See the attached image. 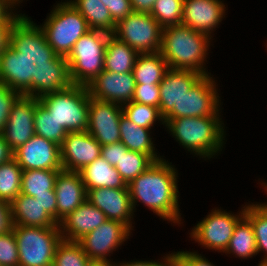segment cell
<instances>
[{"mask_svg": "<svg viewBox=\"0 0 267 266\" xmlns=\"http://www.w3.org/2000/svg\"><path fill=\"white\" fill-rule=\"evenodd\" d=\"M55 4L40 25L26 15V68L32 73H51L90 31L86 19L68 0Z\"/></svg>", "mask_w": 267, "mask_h": 266, "instance_id": "1", "label": "cell"}, {"mask_svg": "<svg viewBox=\"0 0 267 266\" xmlns=\"http://www.w3.org/2000/svg\"><path fill=\"white\" fill-rule=\"evenodd\" d=\"M179 174L176 165L163 158L155 161L131 181L127 186L134 213L141 203L162 221H167L173 226H184V217H181L179 205Z\"/></svg>", "mask_w": 267, "mask_h": 266, "instance_id": "2", "label": "cell"}, {"mask_svg": "<svg viewBox=\"0 0 267 266\" xmlns=\"http://www.w3.org/2000/svg\"><path fill=\"white\" fill-rule=\"evenodd\" d=\"M30 88L67 132L87 131L91 98L87 86L65 83L51 73H32Z\"/></svg>", "mask_w": 267, "mask_h": 266, "instance_id": "3", "label": "cell"}, {"mask_svg": "<svg viewBox=\"0 0 267 266\" xmlns=\"http://www.w3.org/2000/svg\"><path fill=\"white\" fill-rule=\"evenodd\" d=\"M222 118L223 115L172 118L164 120V127L190 155L211 161L223 154L227 142V127Z\"/></svg>", "mask_w": 267, "mask_h": 266, "instance_id": "4", "label": "cell"}, {"mask_svg": "<svg viewBox=\"0 0 267 266\" xmlns=\"http://www.w3.org/2000/svg\"><path fill=\"white\" fill-rule=\"evenodd\" d=\"M213 45L209 36L181 23L162 29L159 52L171 69H187L209 75L211 72L206 64Z\"/></svg>", "mask_w": 267, "mask_h": 266, "instance_id": "5", "label": "cell"}, {"mask_svg": "<svg viewBox=\"0 0 267 266\" xmlns=\"http://www.w3.org/2000/svg\"><path fill=\"white\" fill-rule=\"evenodd\" d=\"M109 35L103 31H88L51 74L65 83L89 85L104 70V55Z\"/></svg>", "mask_w": 267, "mask_h": 266, "instance_id": "6", "label": "cell"}, {"mask_svg": "<svg viewBox=\"0 0 267 266\" xmlns=\"http://www.w3.org/2000/svg\"><path fill=\"white\" fill-rule=\"evenodd\" d=\"M19 266H52L55 250L62 240L60 227L13 225Z\"/></svg>", "mask_w": 267, "mask_h": 266, "instance_id": "7", "label": "cell"}, {"mask_svg": "<svg viewBox=\"0 0 267 266\" xmlns=\"http://www.w3.org/2000/svg\"><path fill=\"white\" fill-rule=\"evenodd\" d=\"M241 205L237 213L223 210L222 207L212 208L208 215L198 221L188 233L191 241L202 249L224 253L229 245L237 222L244 216L246 202Z\"/></svg>", "mask_w": 267, "mask_h": 266, "instance_id": "8", "label": "cell"}, {"mask_svg": "<svg viewBox=\"0 0 267 266\" xmlns=\"http://www.w3.org/2000/svg\"><path fill=\"white\" fill-rule=\"evenodd\" d=\"M212 74L203 75L179 101L177 107L164 118L203 117L222 114L219 84ZM219 91V92H218Z\"/></svg>", "mask_w": 267, "mask_h": 266, "instance_id": "9", "label": "cell"}, {"mask_svg": "<svg viewBox=\"0 0 267 266\" xmlns=\"http://www.w3.org/2000/svg\"><path fill=\"white\" fill-rule=\"evenodd\" d=\"M162 29L150 14L133 11L116 24L112 35L138 54L155 53L161 48Z\"/></svg>", "mask_w": 267, "mask_h": 266, "instance_id": "10", "label": "cell"}, {"mask_svg": "<svg viewBox=\"0 0 267 266\" xmlns=\"http://www.w3.org/2000/svg\"><path fill=\"white\" fill-rule=\"evenodd\" d=\"M132 233L122 222L106 219L99 227L84 235L77 242L91 261L115 262L111 256L123 245H127L124 243L133 237Z\"/></svg>", "mask_w": 267, "mask_h": 266, "instance_id": "11", "label": "cell"}, {"mask_svg": "<svg viewBox=\"0 0 267 266\" xmlns=\"http://www.w3.org/2000/svg\"><path fill=\"white\" fill-rule=\"evenodd\" d=\"M38 104L37 94L29 87L12 106L2 135L13 151L35 135L34 113Z\"/></svg>", "mask_w": 267, "mask_h": 266, "instance_id": "12", "label": "cell"}, {"mask_svg": "<svg viewBox=\"0 0 267 266\" xmlns=\"http://www.w3.org/2000/svg\"><path fill=\"white\" fill-rule=\"evenodd\" d=\"M122 105L90 98L87 131L101 146L120 141Z\"/></svg>", "mask_w": 267, "mask_h": 266, "instance_id": "13", "label": "cell"}, {"mask_svg": "<svg viewBox=\"0 0 267 266\" xmlns=\"http://www.w3.org/2000/svg\"><path fill=\"white\" fill-rule=\"evenodd\" d=\"M225 4L224 0H184L181 23L214 40L217 28L228 14Z\"/></svg>", "mask_w": 267, "mask_h": 266, "instance_id": "14", "label": "cell"}, {"mask_svg": "<svg viewBox=\"0 0 267 266\" xmlns=\"http://www.w3.org/2000/svg\"><path fill=\"white\" fill-rule=\"evenodd\" d=\"M101 156V145L88 131L68 132L60 146L62 169L79 172Z\"/></svg>", "mask_w": 267, "mask_h": 266, "instance_id": "15", "label": "cell"}, {"mask_svg": "<svg viewBox=\"0 0 267 266\" xmlns=\"http://www.w3.org/2000/svg\"><path fill=\"white\" fill-rule=\"evenodd\" d=\"M87 200L99 208L106 219L120 221L131 231L134 230L136 217L128 188H95L86 189ZM134 224V225H133Z\"/></svg>", "mask_w": 267, "mask_h": 266, "instance_id": "16", "label": "cell"}, {"mask_svg": "<svg viewBox=\"0 0 267 266\" xmlns=\"http://www.w3.org/2000/svg\"><path fill=\"white\" fill-rule=\"evenodd\" d=\"M13 158L22 170H63L60 146L38 135L14 150Z\"/></svg>", "mask_w": 267, "mask_h": 266, "instance_id": "17", "label": "cell"}, {"mask_svg": "<svg viewBox=\"0 0 267 266\" xmlns=\"http://www.w3.org/2000/svg\"><path fill=\"white\" fill-rule=\"evenodd\" d=\"M135 85L133 72L118 74L103 70L87 89L91 98L124 105L132 101Z\"/></svg>", "mask_w": 267, "mask_h": 266, "instance_id": "18", "label": "cell"}, {"mask_svg": "<svg viewBox=\"0 0 267 266\" xmlns=\"http://www.w3.org/2000/svg\"><path fill=\"white\" fill-rule=\"evenodd\" d=\"M26 68V23H0V72Z\"/></svg>", "mask_w": 267, "mask_h": 266, "instance_id": "19", "label": "cell"}, {"mask_svg": "<svg viewBox=\"0 0 267 266\" xmlns=\"http://www.w3.org/2000/svg\"><path fill=\"white\" fill-rule=\"evenodd\" d=\"M202 76L203 74L193 70L169 68L159 83L160 115L165 118L173 110V107H177L180 99Z\"/></svg>", "mask_w": 267, "mask_h": 266, "instance_id": "20", "label": "cell"}, {"mask_svg": "<svg viewBox=\"0 0 267 266\" xmlns=\"http://www.w3.org/2000/svg\"><path fill=\"white\" fill-rule=\"evenodd\" d=\"M54 190L58 224L87 200V191L79 172L60 171L56 176Z\"/></svg>", "mask_w": 267, "mask_h": 266, "instance_id": "21", "label": "cell"}, {"mask_svg": "<svg viewBox=\"0 0 267 266\" xmlns=\"http://www.w3.org/2000/svg\"><path fill=\"white\" fill-rule=\"evenodd\" d=\"M106 220L105 214L88 200L69 213L60 223L63 240L78 241L84 235L99 227Z\"/></svg>", "mask_w": 267, "mask_h": 266, "instance_id": "22", "label": "cell"}, {"mask_svg": "<svg viewBox=\"0 0 267 266\" xmlns=\"http://www.w3.org/2000/svg\"><path fill=\"white\" fill-rule=\"evenodd\" d=\"M32 72L27 68L0 72V134L5 130L12 106L30 87Z\"/></svg>", "mask_w": 267, "mask_h": 266, "instance_id": "23", "label": "cell"}, {"mask_svg": "<svg viewBox=\"0 0 267 266\" xmlns=\"http://www.w3.org/2000/svg\"><path fill=\"white\" fill-rule=\"evenodd\" d=\"M13 225L35 227H59V224L43 210V206L32 196L20 193L11 203Z\"/></svg>", "mask_w": 267, "mask_h": 266, "instance_id": "24", "label": "cell"}, {"mask_svg": "<svg viewBox=\"0 0 267 266\" xmlns=\"http://www.w3.org/2000/svg\"><path fill=\"white\" fill-rule=\"evenodd\" d=\"M120 142L131 151L147 154L154 162L165 156L158 153L152 129L137 126L124 115L120 118Z\"/></svg>", "mask_w": 267, "mask_h": 266, "instance_id": "25", "label": "cell"}, {"mask_svg": "<svg viewBox=\"0 0 267 266\" xmlns=\"http://www.w3.org/2000/svg\"><path fill=\"white\" fill-rule=\"evenodd\" d=\"M86 189L128 188L115 167L101 156L79 171Z\"/></svg>", "mask_w": 267, "mask_h": 266, "instance_id": "26", "label": "cell"}, {"mask_svg": "<svg viewBox=\"0 0 267 266\" xmlns=\"http://www.w3.org/2000/svg\"><path fill=\"white\" fill-rule=\"evenodd\" d=\"M224 253L228 257L233 255L241 261L250 260L258 255L252 224L245 215L237 222Z\"/></svg>", "mask_w": 267, "mask_h": 266, "instance_id": "27", "label": "cell"}, {"mask_svg": "<svg viewBox=\"0 0 267 266\" xmlns=\"http://www.w3.org/2000/svg\"><path fill=\"white\" fill-rule=\"evenodd\" d=\"M138 55L132 47L110 34L106 43L104 70L118 74L132 72Z\"/></svg>", "mask_w": 267, "mask_h": 266, "instance_id": "28", "label": "cell"}, {"mask_svg": "<svg viewBox=\"0 0 267 266\" xmlns=\"http://www.w3.org/2000/svg\"><path fill=\"white\" fill-rule=\"evenodd\" d=\"M168 69L160 52L139 54L132 71L135 84H159Z\"/></svg>", "mask_w": 267, "mask_h": 266, "instance_id": "29", "label": "cell"}, {"mask_svg": "<svg viewBox=\"0 0 267 266\" xmlns=\"http://www.w3.org/2000/svg\"><path fill=\"white\" fill-rule=\"evenodd\" d=\"M86 19L90 30L113 34L116 24L101 0H68Z\"/></svg>", "mask_w": 267, "mask_h": 266, "instance_id": "30", "label": "cell"}, {"mask_svg": "<svg viewBox=\"0 0 267 266\" xmlns=\"http://www.w3.org/2000/svg\"><path fill=\"white\" fill-rule=\"evenodd\" d=\"M244 215L252 224L258 254L263 253L257 266L267 265V206L261 202H246Z\"/></svg>", "mask_w": 267, "mask_h": 266, "instance_id": "31", "label": "cell"}, {"mask_svg": "<svg viewBox=\"0 0 267 266\" xmlns=\"http://www.w3.org/2000/svg\"><path fill=\"white\" fill-rule=\"evenodd\" d=\"M60 171L62 170H22L21 193L32 197L51 194Z\"/></svg>", "mask_w": 267, "mask_h": 266, "instance_id": "32", "label": "cell"}, {"mask_svg": "<svg viewBox=\"0 0 267 266\" xmlns=\"http://www.w3.org/2000/svg\"><path fill=\"white\" fill-rule=\"evenodd\" d=\"M22 168L14 158L0 164V200L11 203L21 193Z\"/></svg>", "mask_w": 267, "mask_h": 266, "instance_id": "33", "label": "cell"}, {"mask_svg": "<svg viewBox=\"0 0 267 266\" xmlns=\"http://www.w3.org/2000/svg\"><path fill=\"white\" fill-rule=\"evenodd\" d=\"M34 130L35 135L44 137L59 146L68 133L40 103L34 113Z\"/></svg>", "mask_w": 267, "mask_h": 266, "instance_id": "34", "label": "cell"}, {"mask_svg": "<svg viewBox=\"0 0 267 266\" xmlns=\"http://www.w3.org/2000/svg\"><path fill=\"white\" fill-rule=\"evenodd\" d=\"M154 161L147 155L137 151H122V156L115 168L128 185L142 174Z\"/></svg>", "mask_w": 267, "mask_h": 266, "instance_id": "35", "label": "cell"}, {"mask_svg": "<svg viewBox=\"0 0 267 266\" xmlns=\"http://www.w3.org/2000/svg\"><path fill=\"white\" fill-rule=\"evenodd\" d=\"M122 110L123 115L139 127L153 129L159 123L164 128V118L158 107L131 101L122 105Z\"/></svg>", "mask_w": 267, "mask_h": 266, "instance_id": "36", "label": "cell"}, {"mask_svg": "<svg viewBox=\"0 0 267 266\" xmlns=\"http://www.w3.org/2000/svg\"><path fill=\"white\" fill-rule=\"evenodd\" d=\"M90 258L77 241L61 240L55 250L52 266H88Z\"/></svg>", "mask_w": 267, "mask_h": 266, "instance_id": "37", "label": "cell"}, {"mask_svg": "<svg viewBox=\"0 0 267 266\" xmlns=\"http://www.w3.org/2000/svg\"><path fill=\"white\" fill-rule=\"evenodd\" d=\"M184 0H156L150 15L162 28L181 24Z\"/></svg>", "mask_w": 267, "mask_h": 266, "instance_id": "38", "label": "cell"}, {"mask_svg": "<svg viewBox=\"0 0 267 266\" xmlns=\"http://www.w3.org/2000/svg\"><path fill=\"white\" fill-rule=\"evenodd\" d=\"M0 266H19V253L14 231L0 235Z\"/></svg>", "mask_w": 267, "mask_h": 266, "instance_id": "39", "label": "cell"}, {"mask_svg": "<svg viewBox=\"0 0 267 266\" xmlns=\"http://www.w3.org/2000/svg\"><path fill=\"white\" fill-rule=\"evenodd\" d=\"M132 101L159 108V84H136Z\"/></svg>", "mask_w": 267, "mask_h": 266, "instance_id": "40", "label": "cell"}, {"mask_svg": "<svg viewBox=\"0 0 267 266\" xmlns=\"http://www.w3.org/2000/svg\"><path fill=\"white\" fill-rule=\"evenodd\" d=\"M173 266H217L197 250L173 251Z\"/></svg>", "mask_w": 267, "mask_h": 266, "instance_id": "41", "label": "cell"}, {"mask_svg": "<svg viewBox=\"0 0 267 266\" xmlns=\"http://www.w3.org/2000/svg\"><path fill=\"white\" fill-rule=\"evenodd\" d=\"M0 23H26V14L11 0H0Z\"/></svg>", "mask_w": 267, "mask_h": 266, "instance_id": "42", "label": "cell"}, {"mask_svg": "<svg viewBox=\"0 0 267 266\" xmlns=\"http://www.w3.org/2000/svg\"><path fill=\"white\" fill-rule=\"evenodd\" d=\"M109 10L115 24L133 12L130 0H101Z\"/></svg>", "mask_w": 267, "mask_h": 266, "instance_id": "43", "label": "cell"}, {"mask_svg": "<svg viewBox=\"0 0 267 266\" xmlns=\"http://www.w3.org/2000/svg\"><path fill=\"white\" fill-rule=\"evenodd\" d=\"M160 260V261H159ZM115 266H173V251L171 252H166V254L160 259L157 260H131V261H126L123 260L115 261Z\"/></svg>", "mask_w": 267, "mask_h": 266, "instance_id": "44", "label": "cell"}, {"mask_svg": "<svg viewBox=\"0 0 267 266\" xmlns=\"http://www.w3.org/2000/svg\"><path fill=\"white\" fill-rule=\"evenodd\" d=\"M127 150L128 149L120 141L104 145L101 146V157L105 159L110 165L115 167L122 156V151Z\"/></svg>", "mask_w": 267, "mask_h": 266, "instance_id": "45", "label": "cell"}, {"mask_svg": "<svg viewBox=\"0 0 267 266\" xmlns=\"http://www.w3.org/2000/svg\"><path fill=\"white\" fill-rule=\"evenodd\" d=\"M46 211L57 222V200L55 190L51 194H42L34 196Z\"/></svg>", "mask_w": 267, "mask_h": 266, "instance_id": "46", "label": "cell"}, {"mask_svg": "<svg viewBox=\"0 0 267 266\" xmlns=\"http://www.w3.org/2000/svg\"><path fill=\"white\" fill-rule=\"evenodd\" d=\"M10 204L0 200V235L12 229Z\"/></svg>", "mask_w": 267, "mask_h": 266, "instance_id": "47", "label": "cell"}, {"mask_svg": "<svg viewBox=\"0 0 267 266\" xmlns=\"http://www.w3.org/2000/svg\"><path fill=\"white\" fill-rule=\"evenodd\" d=\"M134 12L151 13L156 0H130Z\"/></svg>", "mask_w": 267, "mask_h": 266, "instance_id": "48", "label": "cell"}, {"mask_svg": "<svg viewBox=\"0 0 267 266\" xmlns=\"http://www.w3.org/2000/svg\"><path fill=\"white\" fill-rule=\"evenodd\" d=\"M13 154L14 151L9 147L4 136L0 134V164L10 161Z\"/></svg>", "mask_w": 267, "mask_h": 266, "instance_id": "49", "label": "cell"}, {"mask_svg": "<svg viewBox=\"0 0 267 266\" xmlns=\"http://www.w3.org/2000/svg\"><path fill=\"white\" fill-rule=\"evenodd\" d=\"M88 266H115V262L112 261H91Z\"/></svg>", "mask_w": 267, "mask_h": 266, "instance_id": "50", "label": "cell"}, {"mask_svg": "<svg viewBox=\"0 0 267 266\" xmlns=\"http://www.w3.org/2000/svg\"><path fill=\"white\" fill-rule=\"evenodd\" d=\"M260 178L258 179V185L260 184L261 186L260 187H262L261 189H263L264 190V192H266L265 194H267V182H265L264 180V178L262 179V180H260ZM263 204H265L266 206H267V202H262Z\"/></svg>", "mask_w": 267, "mask_h": 266, "instance_id": "51", "label": "cell"}, {"mask_svg": "<svg viewBox=\"0 0 267 266\" xmlns=\"http://www.w3.org/2000/svg\"><path fill=\"white\" fill-rule=\"evenodd\" d=\"M11 1L14 2L18 7H20L23 4L22 2H24L25 0H11ZM26 1H28V0H26Z\"/></svg>", "mask_w": 267, "mask_h": 266, "instance_id": "52", "label": "cell"}]
</instances>
